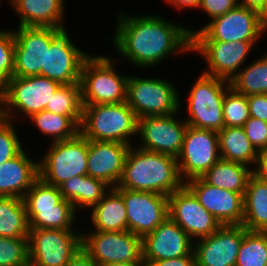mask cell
Returning a JSON list of instances; mask_svg holds the SVG:
<instances>
[{
	"mask_svg": "<svg viewBox=\"0 0 267 266\" xmlns=\"http://www.w3.org/2000/svg\"><path fill=\"white\" fill-rule=\"evenodd\" d=\"M120 14L113 38L115 48L136 67L154 66L180 49L191 51L192 30L189 27L172 24L159 16Z\"/></svg>",
	"mask_w": 267,
	"mask_h": 266,
	"instance_id": "1",
	"label": "cell"
},
{
	"mask_svg": "<svg viewBox=\"0 0 267 266\" xmlns=\"http://www.w3.org/2000/svg\"><path fill=\"white\" fill-rule=\"evenodd\" d=\"M184 185L177 158L142 148L129 147L119 188L169 196Z\"/></svg>",
	"mask_w": 267,
	"mask_h": 266,
	"instance_id": "2",
	"label": "cell"
},
{
	"mask_svg": "<svg viewBox=\"0 0 267 266\" xmlns=\"http://www.w3.org/2000/svg\"><path fill=\"white\" fill-rule=\"evenodd\" d=\"M80 133L92 141L129 144L138 134V118L126 102L83 105Z\"/></svg>",
	"mask_w": 267,
	"mask_h": 266,
	"instance_id": "3",
	"label": "cell"
},
{
	"mask_svg": "<svg viewBox=\"0 0 267 266\" xmlns=\"http://www.w3.org/2000/svg\"><path fill=\"white\" fill-rule=\"evenodd\" d=\"M113 61L105 56H89L80 77L83 105L119 104L126 102L127 80L113 69Z\"/></svg>",
	"mask_w": 267,
	"mask_h": 266,
	"instance_id": "4",
	"label": "cell"
},
{
	"mask_svg": "<svg viewBox=\"0 0 267 266\" xmlns=\"http://www.w3.org/2000/svg\"><path fill=\"white\" fill-rule=\"evenodd\" d=\"M89 140L80 132L73 138L53 142L52 148L38 163L39 178L59 187L68 179L87 175Z\"/></svg>",
	"mask_w": 267,
	"mask_h": 266,
	"instance_id": "5",
	"label": "cell"
},
{
	"mask_svg": "<svg viewBox=\"0 0 267 266\" xmlns=\"http://www.w3.org/2000/svg\"><path fill=\"white\" fill-rule=\"evenodd\" d=\"M60 86L58 82L40 75L12 76L0 89L1 117L12 120L14 117L10 114L11 109H16L29 117L45 110Z\"/></svg>",
	"mask_w": 267,
	"mask_h": 266,
	"instance_id": "6",
	"label": "cell"
},
{
	"mask_svg": "<svg viewBox=\"0 0 267 266\" xmlns=\"http://www.w3.org/2000/svg\"><path fill=\"white\" fill-rule=\"evenodd\" d=\"M266 29L267 19L259 12L237 5L202 29L191 31V36L192 41H258Z\"/></svg>",
	"mask_w": 267,
	"mask_h": 266,
	"instance_id": "7",
	"label": "cell"
},
{
	"mask_svg": "<svg viewBox=\"0 0 267 266\" xmlns=\"http://www.w3.org/2000/svg\"><path fill=\"white\" fill-rule=\"evenodd\" d=\"M188 97V126L219 132L224 128L223 101L230 82L202 73Z\"/></svg>",
	"mask_w": 267,
	"mask_h": 266,
	"instance_id": "8",
	"label": "cell"
},
{
	"mask_svg": "<svg viewBox=\"0 0 267 266\" xmlns=\"http://www.w3.org/2000/svg\"><path fill=\"white\" fill-rule=\"evenodd\" d=\"M176 88L166 80L129 76L126 103L137 118L165 116L179 112Z\"/></svg>",
	"mask_w": 267,
	"mask_h": 266,
	"instance_id": "9",
	"label": "cell"
},
{
	"mask_svg": "<svg viewBox=\"0 0 267 266\" xmlns=\"http://www.w3.org/2000/svg\"><path fill=\"white\" fill-rule=\"evenodd\" d=\"M82 233L61 229H29L30 266H66L82 249Z\"/></svg>",
	"mask_w": 267,
	"mask_h": 266,
	"instance_id": "10",
	"label": "cell"
},
{
	"mask_svg": "<svg viewBox=\"0 0 267 266\" xmlns=\"http://www.w3.org/2000/svg\"><path fill=\"white\" fill-rule=\"evenodd\" d=\"M81 246L100 266L143 261L142 238L128 230L82 234Z\"/></svg>",
	"mask_w": 267,
	"mask_h": 266,
	"instance_id": "11",
	"label": "cell"
},
{
	"mask_svg": "<svg viewBox=\"0 0 267 266\" xmlns=\"http://www.w3.org/2000/svg\"><path fill=\"white\" fill-rule=\"evenodd\" d=\"M220 159L218 133L188 126L177 157L181 180L202 177Z\"/></svg>",
	"mask_w": 267,
	"mask_h": 266,
	"instance_id": "12",
	"label": "cell"
},
{
	"mask_svg": "<svg viewBox=\"0 0 267 266\" xmlns=\"http://www.w3.org/2000/svg\"><path fill=\"white\" fill-rule=\"evenodd\" d=\"M63 29L37 26H19L14 32L13 76L29 77L40 75L45 69L46 47Z\"/></svg>",
	"mask_w": 267,
	"mask_h": 266,
	"instance_id": "13",
	"label": "cell"
},
{
	"mask_svg": "<svg viewBox=\"0 0 267 266\" xmlns=\"http://www.w3.org/2000/svg\"><path fill=\"white\" fill-rule=\"evenodd\" d=\"M123 198L127 230L143 238L169 217L168 196L113 187Z\"/></svg>",
	"mask_w": 267,
	"mask_h": 266,
	"instance_id": "14",
	"label": "cell"
},
{
	"mask_svg": "<svg viewBox=\"0 0 267 266\" xmlns=\"http://www.w3.org/2000/svg\"><path fill=\"white\" fill-rule=\"evenodd\" d=\"M169 217L192 239L212 235L222 225L183 185L168 196Z\"/></svg>",
	"mask_w": 267,
	"mask_h": 266,
	"instance_id": "15",
	"label": "cell"
},
{
	"mask_svg": "<svg viewBox=\"0 0 267 266\" xmlns=\"http://www.w3.org/2000/svg\"><path fill=\"white\" fill-rule=\"evenodd\" d=\"M89 57L73 44L63 29L46 47L45 69L40 76L47 77L61 85L80 83L84 61Z\"/></svg>",
	"mask_w": 267,
	"mask_h": 266,
	"instance_id": "16",
	"label": "cell"
},
{
	"mask_svg": "<svg viewBox=\"0 0 267 266\" xmlns=\"http://www.w3.org/2000/svg\"><path fill=\"white\" fill-rule=\"evenodd\" d=\"M175 114L177 113L139 118L138 134L143 142V146L139 148L177 158L188 124L186 121L175 120Z\"/></svg>",
	"mask_w": 267,
	"mask_h": 266,
	"instance_id": "17",
	"label": "cell"
},
{
	"mask_svg": "<svg viewBox=\"0 0 267 266\" xmlns=\"http://www.w3.org/2000/svg\"><path fill=\"white\" fill-rule=\"evenodd\" d=\"M256 42L192 41L191 51L200 52L206 60L209 69L203 73L230 82Z\"/></svg>",
	"mask_w": 267,
	"mask_h": 266,
	"instance_id": "18",
	"label": "cell"
},
{
	"mask_svg": "<svg viewBox=\"0 0 267 266\" xmlns=\"http://www.w3.org/2000/svg\"><path fill=\"white\" fill-rule=\"evenodd\" d=\"M246 232L242 225H225L195 242L196 266H236L239 247Z\"/></svg>",
	"mask_w": 267,
	"mask_h": 266,
	"instance_id": "19",
	"label": "cell"
},
{
	"mask_svg": "<svg viewBox=\"0 0 267 266\" xmlns=\"http://www.w3.org/2000/svg\"><path fill=\"white\" fill-rule=\"evenodd\" d=\"M184 185L222 226L242 225L243 196L240 193L211 186L201 177L185 181Z\"/></svg>",
	"mask_w": 267,
	"mask_h": 266,
	"instance_id": "20",
	"label": "cell"
},
{
	"mask_svg": "<svg viewBox=\"0 0 267 266\" xmlns=\"http://www.w3.org/2000/svg\"><path fill=\"white\" fill-rule=\"evenodd\" d=\"M170 217L142 238L143 260H169L194 254V244Z\"/></svg>",
	"mask_w": 267,
	"mask_h": 266,
	"instance_id": "21",
	"label": "cell"
},
{
	"mask_svg": "<svg viewBox=\"0 0 267 266\" xmlns=\"http://www.w3.org/2000/svg\"><path fill=\"white\" fill-rule=\"evenodd\" d=\"M130 144L89 140L87 175L116 187Z\"/></svg>",
	"mask_w": 267,
	"mask_h": 266,
	"instance_id": "22",
	"label": "cell"
},
{
	"mask_svg": "<svg viewBox=\"0 0 267 266\" xmlns=\"http://www.w3.org/2000/svg\"><path fill=\"white\" fill-rule=\"evenodd\" d=\"M25 153L23 149L0 164V196L23 198L39 178L38 162L29 159Z\"/></svg>",
	"mask_w": 267,
	"mask_h": 266,
	"instance_id": "23",
	"label": "cell"
},
{
	"mask_svg": "<svg viewBox=\"0 0 267 266\" xmlns=\"http://www.w3.org/2000/svg\"><path fill=\"white\" fill-rule=\"evenodd\" d=\"M64 0H10L20 14L19 26L65 29L62 25Z\"/></svg>",
	"mask_w": 267,
	"mask_h": 266,
	"instance_id": "24",
	"label": "cell"
},
{
	"mask_svg": "<svg viewBox=\"0 0 267 266\" xmlns=\"http://www.w3.org/2000/svg\"><path fill=\"white\" fill-rule=\"evenodd\" d=\"M242 226L247 231L267 232V183L254 174L243 195Z\"/></svg>",
	"mask_w": 267,
	"mask_h": 266,
	"instance_id": "25",
	"label": "cell"
},
{
	"mask_svg": "<svg viewBox=\"0 0 267 266\" xmlns=\"http://www.w3.org/2000/svg\"><path fill=\"white\" fill-rule=\"evenodd\" d=\"M106 187L110 186L104 181L82 175L68 179L59 186V190L63 199L72 203L76 210L77 205L80 209L83 206L93 208L108 193Z\"/></svg>",
	"mask_w": 267,
	"mask_h": 266,
	"instance_id": "26",
	"label": "cell"
},
{
	"mask_svg": "<svg viewBox=\"0 0 267 266\" xmlns=\"http://www.w3.org/2000/svg\"><path fill=\"white\" fill-rule=\"evenodd\" d=\"M92 209L94 231H127V212L122 196L112 188Z\"/></svg>",
	"mask_w": 267,
	"mask_h": 266,
	"instance_id": "27",
	"label": "cell"
},
{
	"mask_svg": "<svg viewBox=\"0 0 267 266\" xmlns=\"http://www.w3.org/2000/svg\"><path fill=\"white\" fill-rule=\"evenodd\" d=\"M252 174L253 170L248 165L220 159L201 178L211 186L243 196Z\"/></svg>",
	"mask_w": 267,
	"mask_h": 266,
	"instance_id": "28",
	"label": "cell"
},
{
	"mask_svg": "<svg viewBox=\"0 0 267 266\" xmlns=\"http://www.w3.org/2000/svg\"><path fill=\"white\" fill-rule=\"evenodd\" d=\"M217 133L221 159L248 166L257 163L259 152L247 138L243 127H224Z\"/></svg>",
	"mask_w": 267,
	"mask_h": 266,
	"instance_id": "29",
	"label": "cell"
},
{
	"mask_svg": "<svg viewBox=\"0 0 267 266\" xmlns=\"http://www.w3.org/2000/svg\"><path fill=\"white\" fill-rule=\"evenodd\" d=\"M29 225L22 198L0 196V237L26 238Z\"/></svg>",
	"mask_w": 267,
	"mask_h": 266,
	"instance_id": "30",
	"label": "cell"
},
{
	"mask_svg": "<svg viewBox=\"0 0 267 266\" xmlns=\"http://www.w3.org/2000/svg\"><path fill=\"white\" fill-rule=\"evenodd\" d=\"M30 119L46 136L54 138L52 142H57L75 137L80 132L82 117H68L43 110L31 115Z\"/></svg>",
	"mask_w": 267,
	"mask_h": 266,
	"instance_id": "31",
	"label": "cell"
},
{
	"mask_svg": "<svg viewBox=\"0 0 267 266\" xmlns=\"http://www.w3.org/2000/svg\"><path fill=\"white\" fill-rule=\"evenodd\" d=\"M230 85L237 93L246 96L267 94V55L238 71Z\"/></svg>",
	"mask_w": 267,
	"mask_h": 266,
	"instance_id": "32",
	"label": "cell"
},
{
	"mask_svg": "<svg viewBox=\"0 0 267 266\" xmlns=\"http://www.w3.org/2000/svg\"><path fill=\"white\" fill-rule=\"evenodd\" d=\"M22 199L28 220L37 211L55 209L64 201L59 187L49 185L40 178L32 184Z\"/></svg>",
	"mask_w": 267,
	"mask_h": 266,
	"instance_id": "33",
	"label": "cell"
},
{
	"mask_svg": "<svg viewBox=\"0 0 267 266\" xmlns=\"http://www.w3.org/2000/svg\"><path fill=\"white\" fill-rule=\"evenodd\" d=\"M75 209L73 204L64 200L55 209L37 211L29 220V229L72 230Z\"/></svg>",
	"mask_w": 267,
	"mask_h": 266,
	"instance_id": "34",
	"label": "cell"
},
{
	"mask_svg": "<svg viewBox=\"0 0 267 266\" xmlns=\"http://www.w3.org/2000/svg\"><path fill=\"white\" fill-rule=\"evenodd\" d=\"M236 266H267V232L247 231L244 234Z\"/></svg>",
	"mask_w": 267,
	"mask_h": 266,
	"instance_id": "35",
	"label": "cell"
},
{
	"mask_svg": "<svg viewBox=\"0 0 267 266\" xmlns=\"http://www.w3.org/2000/svg\"><path fill=\"white\" fill-rule=\"evenodd\" d=\"M45 110L68 117H82L83 104L80 83L61 85L55 91Z\"/></svg>",
	"mask_w": 267,
	"mask_h": 266,
	"instance_id": "36",
	"label": "cell"
},
{
	"mask_svg": "<svg viewBox=\"0 0 267 266\" xmlns=\"http://www.w3.org/2000/svg\"><path fill=\"white\" fill-rule=\"evenodd\" d=\"M223 101L224 127H242L249 119L247 96L227 85ZM230 92V93H229Z\"/></svg>",
	"mask_w": 267,
	"mask_h": 266,
	"instance_id": "37",
	"label": "cell"
},
{
	"mask_svg": "<svg viewBox=\"0 0 267 266\" xmlns=\"http://www.w3.org/2000/svg\"><path fill=\"white\" fill-rule=\"evenodd\" d=\"M0 266H30L28 237H0Z\"/></svg>",
	"mask_w": 267,
	"mask_h": 266,
	"instance_id": "38",
	"label": "cell"
},
{
	"mask_svg": "<svg viewBox=\"0 0 267 266\" xmlns=\"http://www.w3.org/2000/svg\"><path fill=\"white\" fill-rule=\"evenodd\" d=\"M15 37L12 31H0V89L13 76Z\"/></svg>",
	"mask_w": 267,
	"mask_h": 266,
	"instance_id": "39",
	"label": "cell"
},
{
	"mask_svg": "<svg viewBox=\"0 0 267 266\" xmlns=\"http://www.w3.org/2000/svg\"><path fill=\"white\" fill-rule=\"evenodd\" d=\"M13 122L0 117V164L12 159L22 150Z\"/></svg>",
	"mask_w": 267,
	"mask_h": 266,
	"instance_id": "40",
	"label": "cell"
},
{
	"mask_svg": "<svg viewBox=\"0 0 267 266\" xmlns=\"http://www.w3.org/2000/svg\"><path fill=\"white\" fill-rule=\"evenodd\" d=\"M242 127L258 152L267 149V122L249 117Z\"/></svg>",
	"mask_w": 267,
	"mask_h": 266,
	"instance_id": "41",
	"label": "cell"
},
{
	"mask_svg": "<svg viewBox=\"0 0 267 266\" xmlns=\"http://www.w3.org/2000/svg\"><path fill=\"white\" fill-rule=\"evenodd\" d=\"M237 5L238 0H200L198 8H202L213 19L224 15Z\"/></svg>",
	"mask_w": 267,
	"mask_h": 266,
	"instance_id": "42",
	"label": "cell"
},
{
	"mask_svg": "<svg viewBox=\"0 0 267 266\" xmlns=\"http://www.w3.org/2000/svg\"><path fill=\"white\" fill-rule=\"evenodd\" d=\"M249 116L267 122V94L247 96Z\"/></svg>",
	"mask_w": 267,
	"mask_h": 266,
	"instance_id": "43",
	"label": "cell"
},
{
	"mask_svg": "<svg viewBox=\"0 0 267 266\" xmlns=\"http://www.w3.org/2000/svg\"><path fill=\"white\" fill-rule=\"evenodd\" d=\"M148 266H196L195 255H187L169 260L145 261Z\"/></svg>",
	"mask_w": 267,
	"mask_h": 266,
	"instance_id": "44",
	"label": "cell"
},
{
	"mask_svg": "<svg viewBox=\"0 0 267 266\" xmlns=\"http://www.w3.org/2000/svg\"><path fill=\"white\" fill-rule=\"evenodd\" d=\"M257 163L258 167L253 170V174L261 181L267 183V149L259 152Z\"/></svg>",
	"mask_w": 267,
	"mask_h": 266,
	"instance_id": "45",
	"label": "cell"
},
{
	"mask_svg": "<svg viewBox=\"0 0 267 266\" xmlns=\"http://www.w3.org/2000/svg\"><path fill=\"white\" fill-rule=\"evenodd\" d=\"M66 266H100L83 249H81Z\"/></svg>",
	"mask_w": 267,
	"mask_h": 266,
	"instance_id": "46",
	"label": "cell"
},
{
	"mask_svg": "<svg viewBox=\"0 0 267 266\" xmlns=\"http://www.w3.org/2000/svg\"><path fill=\"white\" fill-rule=\"evenodd\" d=\"M238 5L253 9L267 19V0H242Z\"/></svg>",
	"mask_w": 267,
	"mask_h": 266,
	"instance_id": "47",
	"label": "cell"
},
{
	"mask_svg": "<svg viewBox=\"0 0 267 266\" xmlns=\"http://www.w3.org/2000/svg\"><path fill=\"white\" fill-rule=\"evenodd\" d=\"M173 4L175 7L179 9H183L184 7L189 8H198L200 0H167Z\"/></svg>",
	"mask_w": 267,
	"mask_h": 266,
	"instance_id": "48",
	"label": "cell"
},
{
	"mask_svg": "<svg viewBox=\"0 0 267 266\" xmlns=\"http://www.w3.org/2000/svg\"><path fill=\"white\" fill-rule=\"evenodd\" d=\"M105 266H148V264L143 260V261L127 262V263H112Z\"/></svg>",
	"mask_w": 267,
	"mask_h": 266,
	"instance_id": "49",
	"label": "cell"
}]
</instances>
